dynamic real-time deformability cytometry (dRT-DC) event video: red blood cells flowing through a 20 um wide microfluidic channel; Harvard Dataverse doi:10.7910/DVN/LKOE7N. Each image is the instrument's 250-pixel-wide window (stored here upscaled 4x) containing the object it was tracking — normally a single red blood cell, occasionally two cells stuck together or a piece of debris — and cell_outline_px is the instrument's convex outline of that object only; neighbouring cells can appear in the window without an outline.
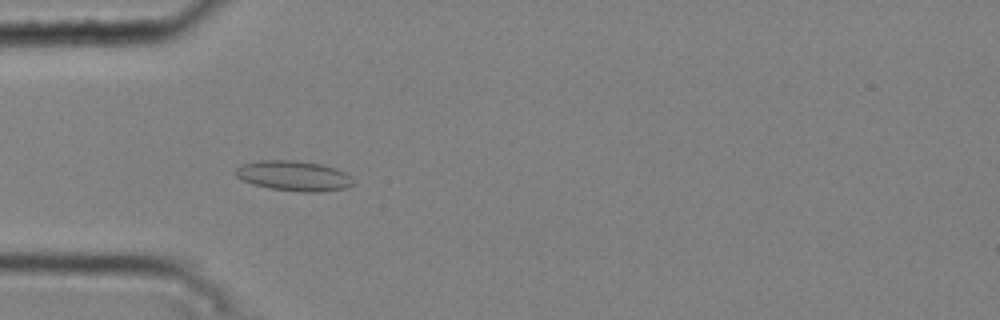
{"species": "common noctule bat (a hibernating species)", "species_latin": "Nyctalus noctula", "temperature_condition": "cold", "stored_images_in_passage": 42, "camera_frame_rate_fps": 3000, "um_per_image_px": 0.085, "animal": {"sex": "male", "body_mass_g": 20.4}, "frame": {"image": 1, "passage_image": 7, "time_ms": 2.0, "image_size_px": [1000, 320], "cell_outline_px": [[356, 184], [348, 188], [320, 192], [300, 192], [268, 188], [252, 184], [236, 176], [232, 172], [240, 164], [260, 160], [300, 160], [320, 164], [336, 168], [348, 172], [352, 176]], "centroid_in_image_um": [25.02, 14.94], "position_along_channel_um": 60.0, "area_um2": 21.27}}
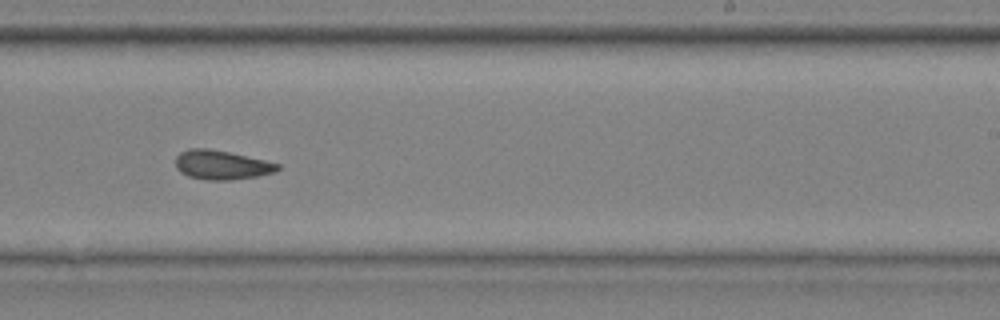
{"frame": {"image": 2, "passage_image": 24, "time_ms": 7.667, "image_size_px": [1000, 320], "cell_outline_px": [[280, 168], [276, 172], [256, 176], [228, 180], [204, 180], [188, 176], [180, 172], [176, 168], [176, 156], [180, 152], [188, 148], [208, 148], [228, 152], [264, 160], [280, 164]], "centroid_in_image_um": [18.8, 14.02], "position_along_channel_um": 270.2, "area_um2": 17.34}}
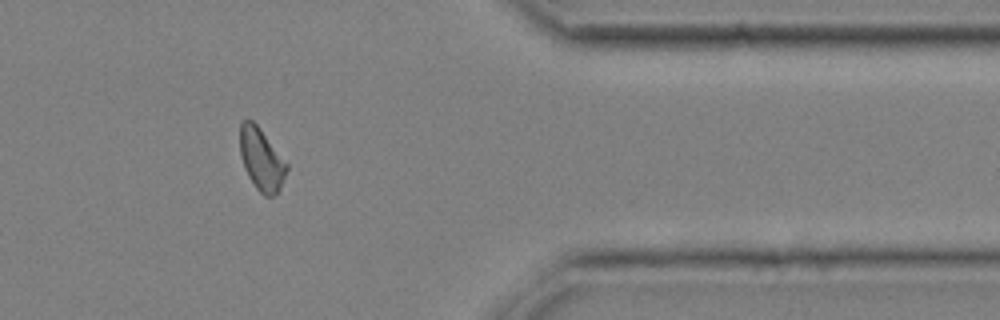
{"frame": {"image": 3, "passage_image": 35, "time_ms": 11.333, "image_size_px": [1000, 320], "cell_outline_px": [[288, 168], [280, 188], [272, 196], [264, 196], [256, 188], [248, 176], [244, 168], [240, 156], [240, 124], [244, 120], [252, 120], [260, 128], [288, 164]], "centroid_in_image_um": [22.21, 13.54], "position_along_channel_um": 389.2, "area_um2": 16.82}, "authors_computed_cell_mechanics": {"area_um2": 17.34, "velocity_mm_per_s": 3.7619, "shape_relaxation_time_tau1_ms": null, "shape_relaxation_time_tau2_ms": 4.5424, "deformation_change_tau1": null, "deformation_change_tau2": 0.1092}}